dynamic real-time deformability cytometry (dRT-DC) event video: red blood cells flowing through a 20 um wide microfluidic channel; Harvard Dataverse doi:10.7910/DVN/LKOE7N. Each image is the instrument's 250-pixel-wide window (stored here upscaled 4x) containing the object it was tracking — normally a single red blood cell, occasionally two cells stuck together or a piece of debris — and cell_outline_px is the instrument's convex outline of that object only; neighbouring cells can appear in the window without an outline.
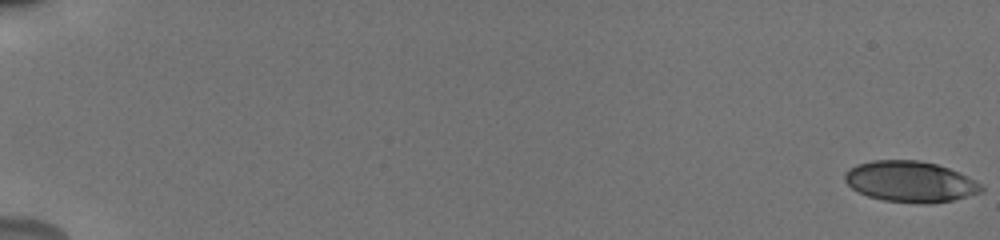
{"species": "human", "species_latin": "Homo sapiens", "temperature_condition": "cold", "stored_images_in_passage": 46, "camera_frame_rate_fps": 3000, "um_per_image_px": 0.085, "donor": {"sex": "male"}, "frame": {"image": 1, "passage_image": 1, "time_ms": 0.0, "image_size_px": [1000, 240], "cell_outline_px": [[984, 192], [952, 200], [924, 204], [884, 200], [868, 196], [852, 188], [844, 180], [844, 172], [848, 168], [856, 164], [872, 160], [920, 160], [936, 164], [960, 172], [980, 184], [984, 188]], "centroid_in_image_um": [77.36, 15.43], "position_along_channel_um": 7.6, "area_um2": 32.6}}
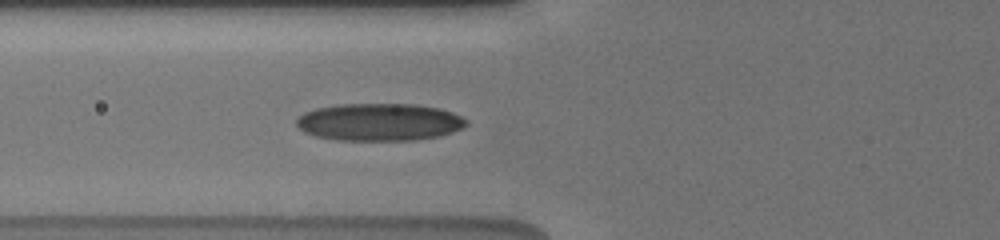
{"frame": {"image": 2, "passage_image": 22, "time_ms": 7.0, "image_size_px": [1000, 240], "cell_outline_px": [[468, 124], [464, 128], [440, 136], [416, 140], [336, 140], [316, 136], [304, 132], [296, 124], [296, 120], [304, 112], [316, 108], [340, 104], [416, 104], [440, 108], [452, 112], [468, 120]], "centroid_in_image_um": [32.28, 10.37], "position_along_channel_um": 93.5, "area_um2": 37.28}}
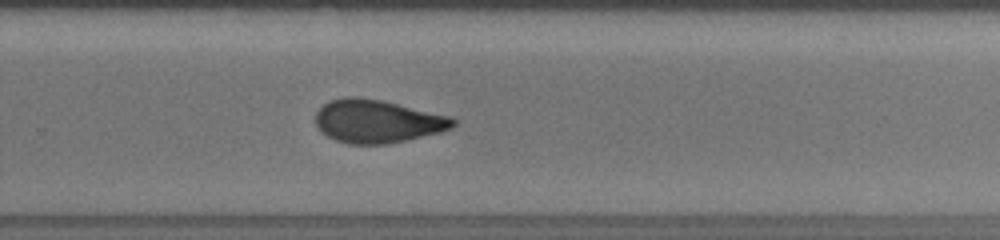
{"frame": {"image": 3, "passage_image": 35, "time_ms": 11.333, "image_size_px": [1000, 240], "cell_outline_px": [[456, 124], [452, 128], [440, 132], [388, 144], [348, 144], [336, 140], [320, 132], [316, 124], [316, 112], [324, 104], [332, 100], [344, 96], [356, 96], [380, 100], [452, 116], [456, 120]], "centroid_in_image_um": [32.08, 10.31], "position_along_channel_um": 297.7, "area_um2": 34.56}, "authors_computed_cell_mechanics": {"area_um2": 34.0153, "velocity_mm_per_s": 3.8602, "shape_relaxation_time_tau1_ms": 3.7118, "shape_relaxation_time_tau2_ms": 1.4053, "deformation_change_tau1": 0.1361, "deformation_change_tau2": 0.0878}}